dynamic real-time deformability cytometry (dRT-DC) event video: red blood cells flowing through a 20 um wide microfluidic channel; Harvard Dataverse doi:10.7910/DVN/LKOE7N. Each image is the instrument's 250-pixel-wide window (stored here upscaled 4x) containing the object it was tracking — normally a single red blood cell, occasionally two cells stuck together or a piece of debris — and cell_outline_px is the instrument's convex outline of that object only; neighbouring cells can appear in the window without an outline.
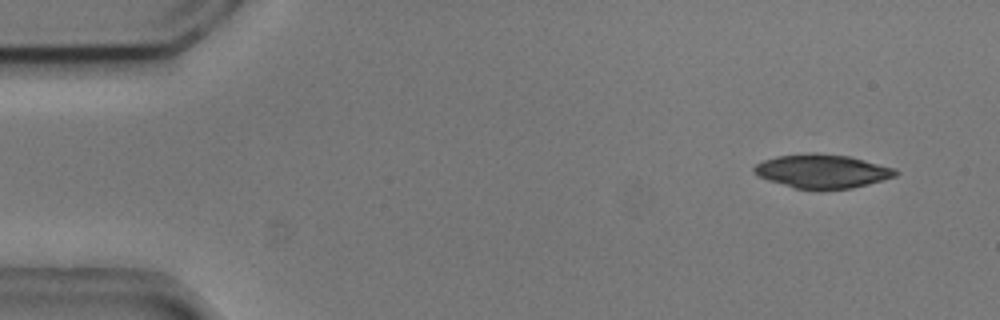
{"species": "common noctule bat (a hibernating species)", "species_latin": "Nyctalus noctula", "temperature_condition": "cold", "stored_images_in_passage": 4, "camera_frame_rate_fps": 3000, "um_per_image_px": 0.085, "animal": {"sex": "male", "body_mass_g": 20.5, "forearm_length_mm": 52.5}, "frame": {"image": 1, "passage_image": 1, "time_ms": 0.0, "image_size_px": [1000, 320], "cell_outline_px": [[900, 172], [896, 176], [884, 180], [852, 188], [796, 188], [768, 180], [752, 172], [752, 168], [756, 164], [764, 160], [776, 156], [812, 152], [816, 152], [848, 156], [896, 168]], "centroid_in_image_um": [69.91, 14.53], "position_along_channel_um": 15.1, "area_um2": 27.63}}